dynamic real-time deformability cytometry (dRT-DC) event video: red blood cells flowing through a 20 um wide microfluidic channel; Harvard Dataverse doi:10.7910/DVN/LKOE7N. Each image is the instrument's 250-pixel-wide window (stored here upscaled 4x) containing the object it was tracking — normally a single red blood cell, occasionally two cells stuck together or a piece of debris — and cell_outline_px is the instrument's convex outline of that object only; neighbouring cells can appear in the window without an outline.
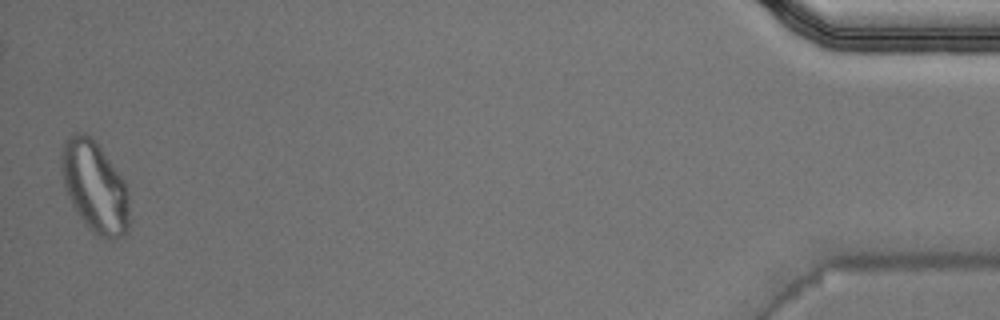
{"species": "Egyptian fruit bat (a non-hibernating species)", "species_latin": "Rousettus aegyptiacus", "temperature_condition": "warm", "stored_images_in_passage": 49, "camera_frame_rate_fps": 3000, "um_per_image_px": 0.085, "animal": {"sex": "male"}, "frame": {"image": 1, "passage_image": 49, "time_ms": 16.0, "image_size_px": [1000, 320], "cell_outline_px": [[128, 228], [124, 236], [112, 240], [108, 240], [92, 232], [84, 224], [76, 212], [64, 188], [60, 168], [60, 156], [64, 140], [68, 136], [76, 132], [84, 132], [100, 148], [124, 180], [128, 192]], "centroid_in_image_um": [8.02, 15.9], "position_along_channel_um": 427.2, "area_um2": 36.18}, "authors_computed_cell_mechanics": {"area_um2": 22.4842, "velocity_mm_per_s": 4.0319, "shape_relaxation_time_tau1_ms": null, "shape_relaxation_time_tau2_ms": 1.8125, "deformation_change_tau1": null, "deformation_change_tau2": 0.0688}}